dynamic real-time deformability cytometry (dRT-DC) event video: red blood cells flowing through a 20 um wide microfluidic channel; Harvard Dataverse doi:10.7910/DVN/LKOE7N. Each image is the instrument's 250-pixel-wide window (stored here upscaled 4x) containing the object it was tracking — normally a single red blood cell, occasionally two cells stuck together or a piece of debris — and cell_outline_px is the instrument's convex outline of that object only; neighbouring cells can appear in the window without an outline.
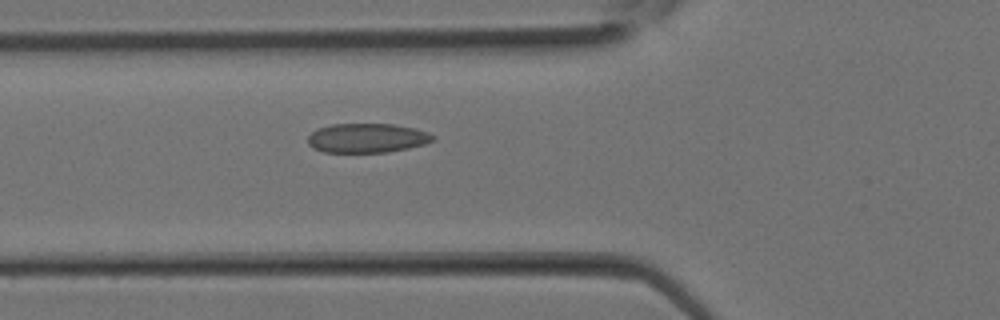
{"species": "Egyptian fruit bat (a non-hibernating species)", "species_latin": "Rousettus aegyptiacus", "temperature_condition": "room temperature", "stored_images_in_passage": 31, "camera_frame_rate_fps": 3000, "um_per_image_px": 0.085, "animal": {"sex": "female"}, "frame": {"image": 1, "passage_image": 11, "time_ms": 3.333, "image_size_px": [1000, 320], "cell_outline_px": [[436, 136], [432, 140], [424, 144], [408, 148], [388, 152], [324, 152], [312, 148], [308, 144], [308, 136], [312, 132], [320, 128], [332, 124], [392, 124], [416, 128], [428, 132]], "centroid_in_image_um": [31.2, 11.73], "position_along_channel_um": 94.6, "area_um2": 21.33}}
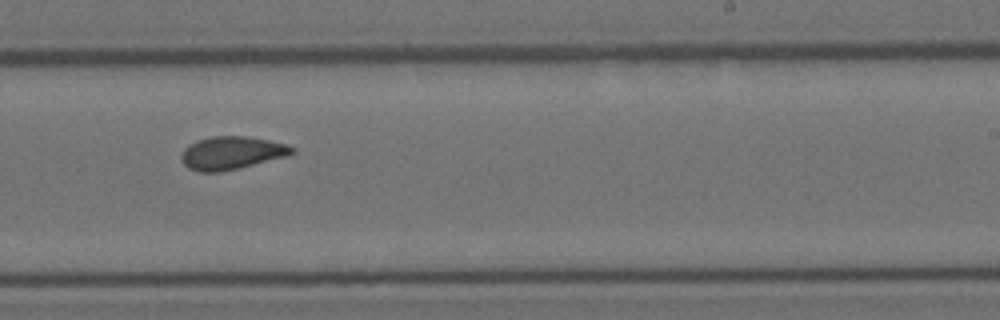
{"frame": {"image": 2, "passage_image": 19, "time_ms": 6.0, "image_size_px": [1000, 320], "cell_outline_px": [[296, 152], [288, 156], [220, 172], [196, 172], [188, 168], [180, 160], [180, 156], [184, 148], [188, 144], [196, 140], [212, 136], [248, 136], [268, 140], [284, 144], [296, 148]], "centroid_in_image_um": [19.65, 13.0], "position_along_channel_um": 269.4, "area_um2": 21.44}}
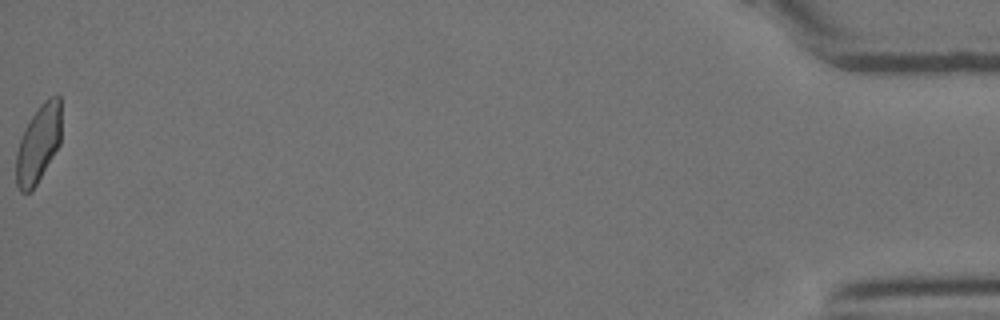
{"frame": {"image": 3, "passage_image": 31, "time_ms": 10.0, "image_size_px": [1000, 320], "cell_outline_px": [[60, 144], [32, 192], [20, 192], [16, 184], [16, 152], [20, 140], [32, 116], [40, 104], [48, 96], [56, 92], [60, 96]], "centroid_in_image_um": [3.27, 12.21], "position_along_channel_um": 431.9, "area_um2": 20.46}}